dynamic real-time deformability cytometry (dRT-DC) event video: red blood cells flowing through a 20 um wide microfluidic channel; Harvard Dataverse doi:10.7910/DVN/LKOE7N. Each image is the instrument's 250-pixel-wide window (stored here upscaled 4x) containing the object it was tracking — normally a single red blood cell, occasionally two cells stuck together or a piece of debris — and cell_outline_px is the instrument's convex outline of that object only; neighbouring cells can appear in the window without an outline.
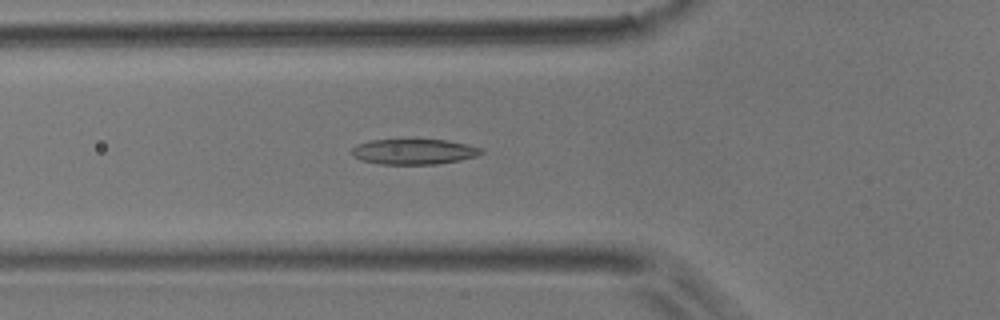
{"species": "common noctule bat (a hibernating species)", "species_latin": "Nyctalus noctula", "temperature_condition": "room temperature", "stored_images_in_passage": 51, "camera_frame_rate_fps": 3000, "um_per_image_px": 0.085, "animal": {"sex": "male", "body_mass_g": 17.9}, "frame": {"image": 1, "passage_image": 17, "time_ms": 5.333, "image_size_px": [1000, 320], "cell_outline_px": [[484, 152], [476, 156], [460, 160], [436, 164], [380, 164], [360, 160], [352, 156], [352, 148], [356, 144], [372, 140], [444, 140], [468, 144], [484, 148]], "centroid_in_image_um": [35.19, 12.89], "position_along_channel_um": 90.6, "area_um2": 19.19}}
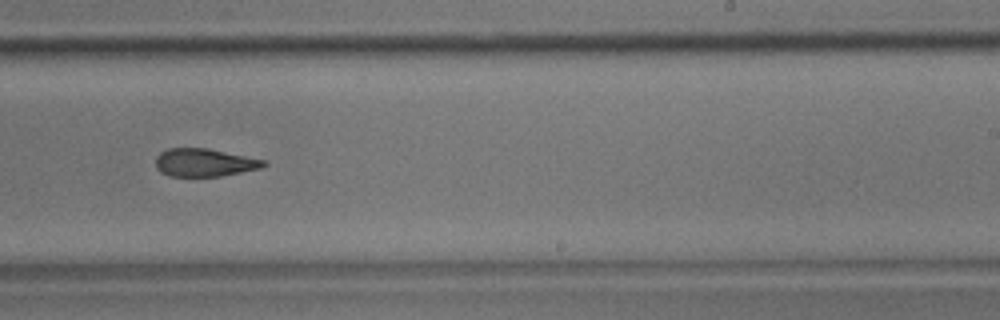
{"frame": {"image": 2, "passage_image": 31, "time_ms": 10.0, "image_size_px": [1000, 320], "cell_outline_px": [[268, 164], [260, 168], [220, 176], [168, 176], [160, 172], [156, 168], [156, 156], [160, 152], [168, 148], [208, 148], [264, 160]], "centroid_in_image_um": [17.33, 13.81], "position_along_channel_um": 271.7, "area_um2": 17.51}}
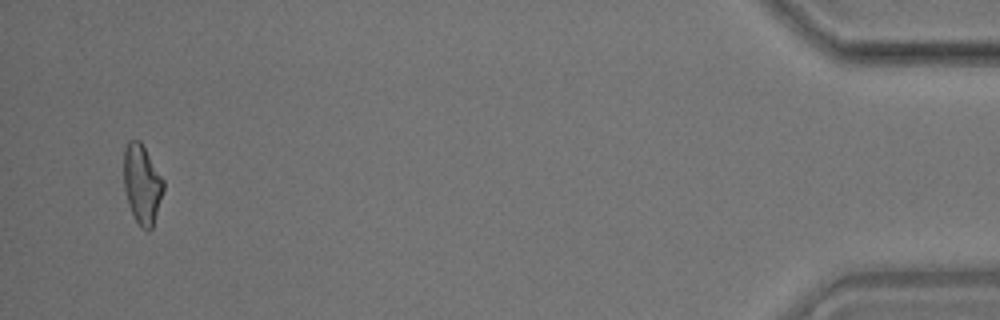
{"frame": {"image": 3, "passage_image": 49, "time_ms": 16.0, "image_size_px": [1000, 320], "cell_outline_px": [[164, 188], [152, 228], [148, 232], [140, 228], [128, 204], [124, 188], [124, 148], [128, 140], [140, 140], [164, 180]], "centroid_in_image_um": [12.07, 15.65], "position_along_channel_um": 423.1, "area_um2": 18.32}, "authors_computed_cell_mechanics": {"area_um2": 18.7272, "velocity_mm_per_s": 3.8731, "shape_relaxation_time_tau1_ms": null, "shape_relaxation_time_tau2_ms": 3.99, "deformation_change_tau1": null, "deformation_change_tau2": 0.126}}